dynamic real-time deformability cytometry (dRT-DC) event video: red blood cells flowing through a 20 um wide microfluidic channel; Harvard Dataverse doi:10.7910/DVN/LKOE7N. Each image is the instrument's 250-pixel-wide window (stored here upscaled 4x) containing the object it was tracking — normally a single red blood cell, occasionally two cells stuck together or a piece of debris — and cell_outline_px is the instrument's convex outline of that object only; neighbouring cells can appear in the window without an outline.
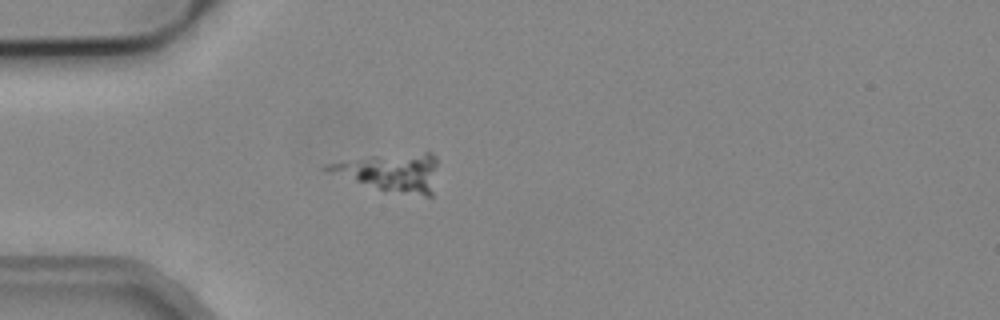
{"species": "common noctule bat (a hibernating species)", "species_latin": "Nyctalus noctula", "temperature_condition": "cold", "stored_images_in_passage": 4, "camera_frame_rate_fps": 3000, "um_per_image_px": 0.085, "animal": {"sex": "male", "body_mass_g": 19.2, "forearm_length_mm": 51.8}, "frame": {"image": 1, "passage_image": 4, "time_ms": 1.0, "image_size_px": [1000, 320], "cell_outline_px": [[436, 164], [432, 196], [424, 196], [380, 188], [356, 180], [324, 168], [324, 164], [372, 156], [424, 152], [432, 152], [436, 156]], "centroid_in_image_um": [33.35, 14.6], "position_along_channel_um": 51.7, "area_um2": 23.12}}